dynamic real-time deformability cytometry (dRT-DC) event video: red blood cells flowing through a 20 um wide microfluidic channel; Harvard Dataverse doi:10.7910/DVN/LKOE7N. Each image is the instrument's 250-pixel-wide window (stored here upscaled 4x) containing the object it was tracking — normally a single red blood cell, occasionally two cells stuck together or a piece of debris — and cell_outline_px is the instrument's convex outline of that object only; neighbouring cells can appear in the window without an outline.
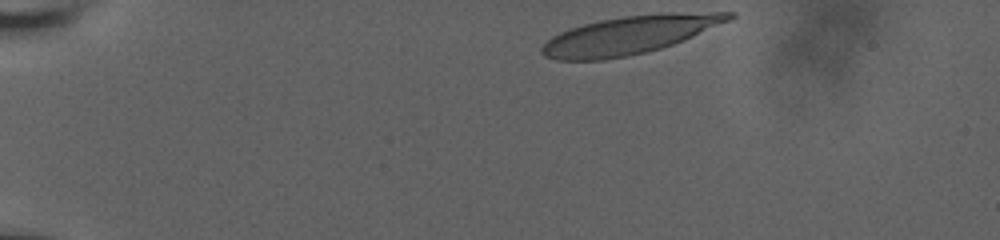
{"species": "human", "species_latin": "Homo sapiens", "temperature_condition": "room temperature", "stored_images_in_passage": 25, "camera_frame_rate_fps": 3000, "um_per_image_px": 0.085, "donor": {"sex": "male"}, "frame": {"image": 1, "passage_image": 1, "time_ms": 0.0, "image_size_px": [1000, 240], "cell_outline_px": [[736, 16], [728, 20], [692, 36], [672, 44], [660, 48], [644, 52], [604, 60], [556, 60], [544, 56], [540, 52], [540, 48], [552, 36], [568, 28], [600, 20], [624, 16], [660, 12], [736, 12]], "centroid_in_image_um": [53.46, 2.96], "position_along_channel_um": 31.5, "area_um2": 41.21}}
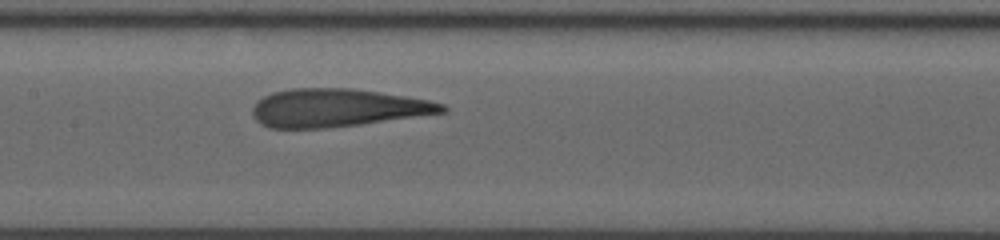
{"frame": {"image": 2, "passage_image": 15, "time_ms": 6.333, "image_size_px": [1000, 240], "cell_outline_px": [[448, 112], [360, 124], [324, 128], [268, 128], [260, 124], [252, 116], [252, 108], [256, 100], [272, 92], [292, 88], [352, 88], [380, 92], [428, 100], [444, 104], [448, 108]], "centroid_in_image_um": [28.63, 9.16], "position_along_channel_um": 178.8, "area_um2": 42.19}}
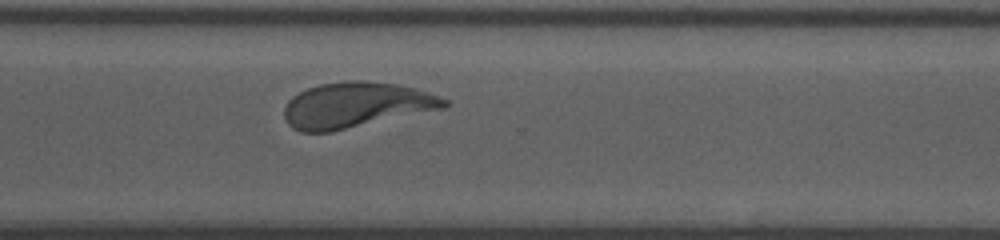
{"frame": {"image": 3, "passage_image": 25, "time_ms": 10.667, "image_size_px": [1000, 240], "cell_outline_px": [[448, 104], [444, 108], [332, 132], [300, 132], [292, 128], [288, 124], [284, 116], [284, 108], [288, 100], [292, 96], [308, 88], [320, 84], [344, 80], [364, 80], [396, 84], [416, 88], [448, 100]], "centroid_in_image_um": [30.22, 8.93], "position_along_channel_um": 340.4, "area_um2": 42.48}}